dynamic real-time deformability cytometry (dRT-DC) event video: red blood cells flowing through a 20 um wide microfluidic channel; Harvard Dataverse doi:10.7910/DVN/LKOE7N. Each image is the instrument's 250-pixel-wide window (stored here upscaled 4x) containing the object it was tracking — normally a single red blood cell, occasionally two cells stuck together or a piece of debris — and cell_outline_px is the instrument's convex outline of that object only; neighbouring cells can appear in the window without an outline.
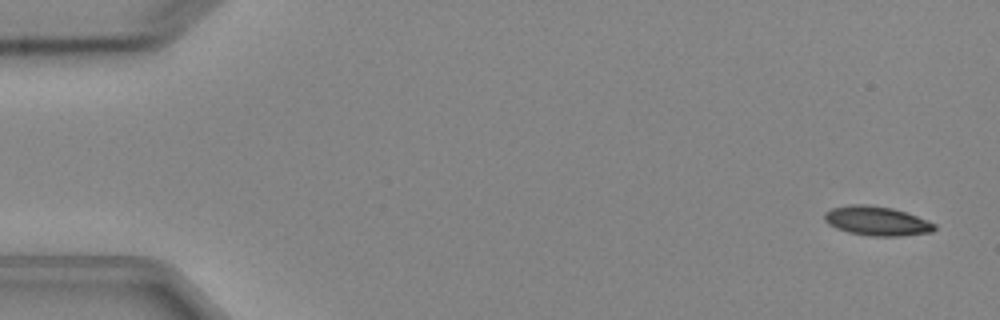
{"species": "Egyptian fruit bat (a non-hibernating species)", "species_latin": "Rousettus aegyptiacus", "temperature_condition": "cold", "stored_images_in_passage": 6, "camera_frame_rate_fps": 3000, "um_per_image_px": 0.085, "animal": {"sex": "female"}, "frame": {"image": 1, "passage_image": 1, "time_ms": 0.0, "image_size_px": [1000, 320], "cell_outline_px": [[936, 228], [932, 232], [900, 236], [872, 236], [848, 232], [836, 228], [828, 224], [824, 220], [824, 212], [832, 208], [848, 204], [868, 204], [892, 208], [928, 220], [936, 224]], "centroid_in_image_um": [74.51, 18.77], "position_along_channel_um": 10.5, "area_um2": 18.84}}
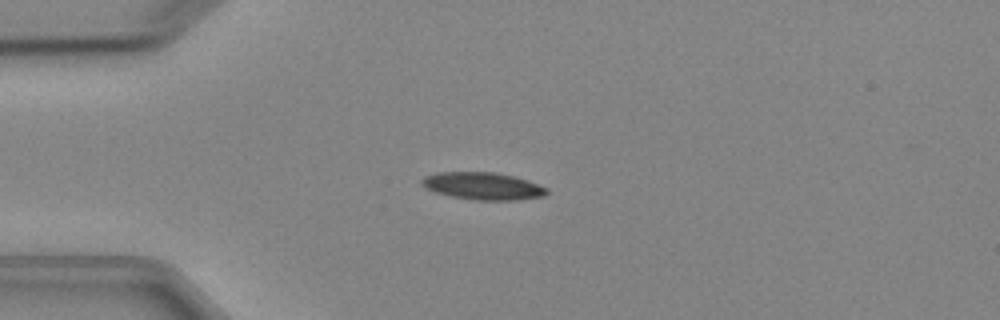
{"frame": {"image": 2, "passage_image": 4, "time_ms": 3.667, "image_size_px": [1000, 320], "cell_outline_px": [[548, 192], [544, 196], [516, 200], [472, 200], [452, 196], [436, 192], [420, 184], [420, 180], [424, 176], [436, 172], [496, 172], [528, 180], [548, 188]], "centroid_in_image_um": [41.04, 15.81], "position_along_channel_um": 44.0, "area_um2": 19.94}}